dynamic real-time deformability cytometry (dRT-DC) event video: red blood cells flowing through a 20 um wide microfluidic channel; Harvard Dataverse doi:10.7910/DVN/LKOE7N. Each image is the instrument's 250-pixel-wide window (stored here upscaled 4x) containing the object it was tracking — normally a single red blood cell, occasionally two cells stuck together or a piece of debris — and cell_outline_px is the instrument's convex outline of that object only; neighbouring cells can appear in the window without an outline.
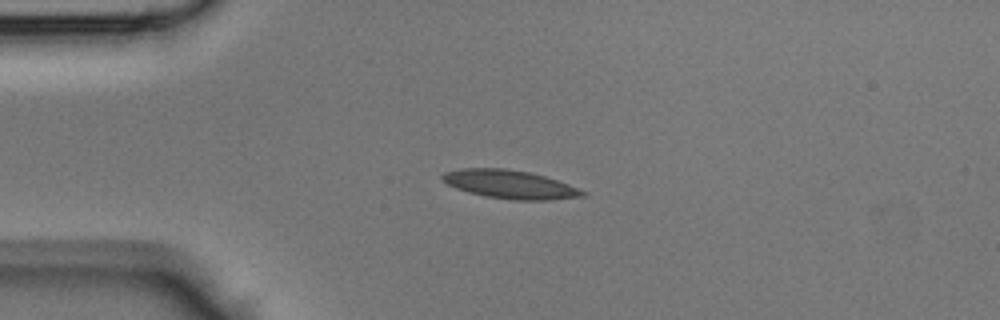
{"species": "Egyptian fruit bat (a non-hibernating species)", "species_latin": "Rousettus aegyptiacus", "temperature_condition": "room temperature", "stored_images_in_passage": 34, "camera_frame_rate_fps": 3000, "um_per_image_px": 0.085, "animal": {"sex": "male"}, "frame": {"image": 1, "passage_image": 1, "time_ms": 0.0, "image_size_px": [1000, 320], "cell_outline_px": [[588, 196], [548, 200], [512, 200], [484, 196], [468, 192], [456, 188], [440, 180], [440, 176], [444, 172], [460, 168], [504, 168], [528, 172], [544, 176], [568, 184], [588, 192]], "centroid_in_image_um": [43.33, 15.67], "position_along_channel_um": 41.7, "area_um2": 23.41}}
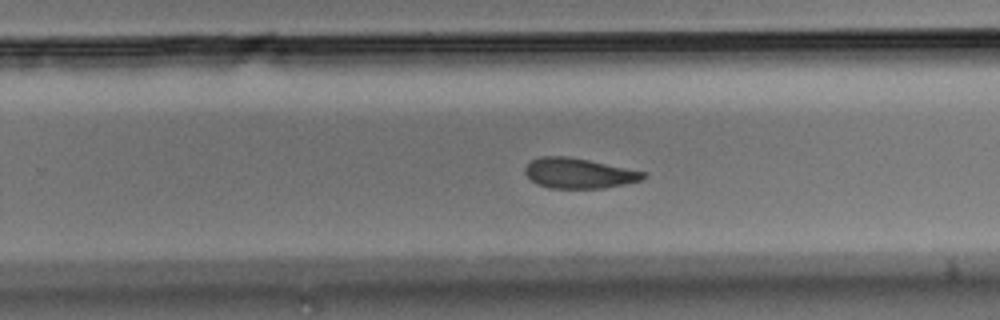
{"frame": {"image": 2, "passage_image": 18, "time_ms": 5.667, "image_size_px": [1000, 320], "cell_outline_px": [[648, 176], [640, 180], [624, 184], [604, 188], [548, 188], [536, 184], [524, 172], [524, 168], [532, 160], [540, 156], [568, 156], [648, 172]], "centroid_in_image_um": [49.21, 14.72], "position_along_channel_um": 280.6, "area_um2": 20.87}}
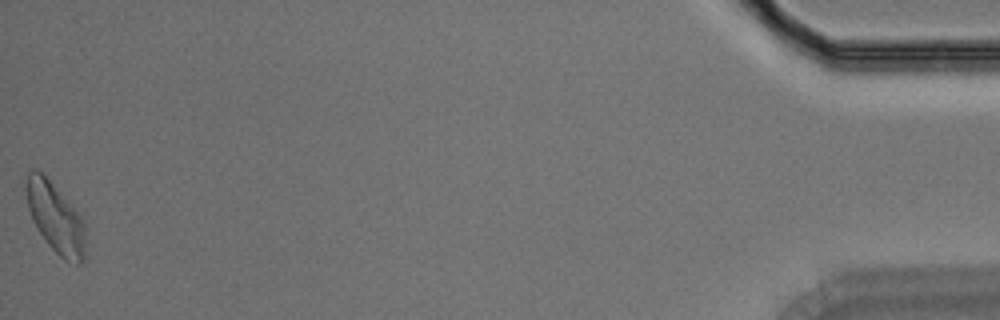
{"frame": {"image": 3, "passage_image": 34, "time_ms": 11.0, "image_size_px": [1000, 320], "cell_outline_px": [[84, 260], [80, 264], [76, 264], [64, 260], [48, 244], [36, 228], [32, 220], [28, 208], [24, 188], [24, 184], [28, 172], [32, 168], [36, 168], [52, 184], [84, 220]], "centroid_in_image_um": [4.67, 18.51], "position_along_channel_um": 430.5, "area_um2": 23.93}}